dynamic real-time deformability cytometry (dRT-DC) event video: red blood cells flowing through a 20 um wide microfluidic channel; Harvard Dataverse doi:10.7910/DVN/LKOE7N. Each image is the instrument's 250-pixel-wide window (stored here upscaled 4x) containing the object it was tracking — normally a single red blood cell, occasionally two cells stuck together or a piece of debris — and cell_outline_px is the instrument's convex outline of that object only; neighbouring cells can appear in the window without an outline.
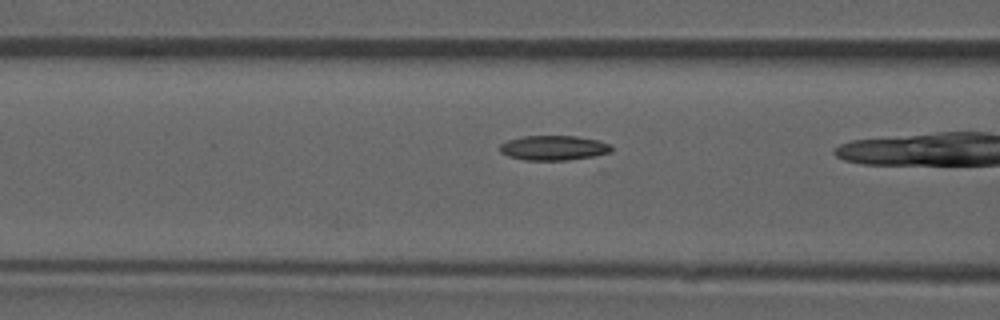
{"species": "common noctule bat (a hibernating species)", "species_latin": "Nyctalus noctula", "temperature_condition": "room temperature", "stored_images_in_passage": 10, "camera_frame_rate_fps": 3000, "um_per_image_px": 0.085, "animal": {"sex": "male", "forearm_length_mm": 52.5}, "frame": {"image": 1, "passage_image": 8, "time_ms": 2.333, "image_size_px": [1000, 320], "cell_outline_px": [[612, 152], [592, 156], [568, 160], [524, 160], [508, 156], [500, 152], [500, 144], [508, 140], [524, 136], [576, 136], [600, 140], [612, 144]], "centroid_in_image_um": [47.09, 12.56], "position_along_channel_um": 119.5, "area_um2": 16.18}}